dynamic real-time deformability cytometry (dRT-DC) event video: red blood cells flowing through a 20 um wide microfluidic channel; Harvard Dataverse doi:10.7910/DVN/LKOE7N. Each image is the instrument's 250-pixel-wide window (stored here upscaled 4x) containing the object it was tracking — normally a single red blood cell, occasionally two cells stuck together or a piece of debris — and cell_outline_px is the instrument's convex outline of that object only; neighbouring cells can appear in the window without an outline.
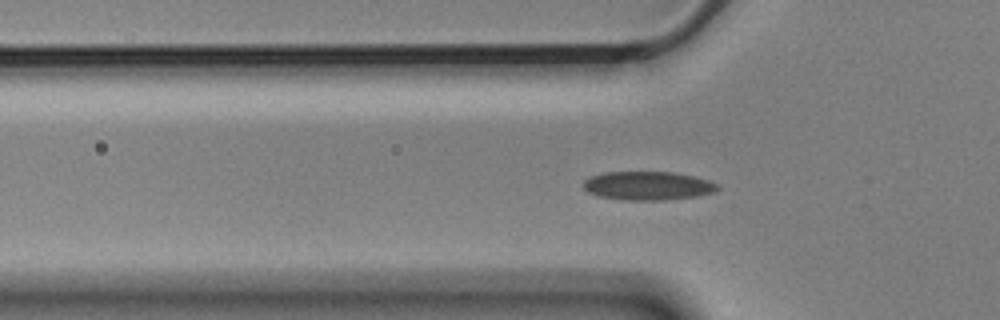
{"species": "Egyptian fruit bat (a non-hibernating species)", "species_latin": "Rousettus aegyptiacus", "temperature_condition": "cold", "stored_images_in_passage": 44, "camera_frame_rate_fps": 3000, "um_per_image_px": 0.085, "animal": {"sex": "male"}, "frame": {"image": 1, "passage_image": 5, "time_ms": 1.333, "image_size_px": [1000, 320], "cell_outline_px": [[720, 188], [716, 192], [696, 196], [664, 200], [624, 200], [600, 196], [588, 192], [584, 188], [584, 180], [588, 176], [604, 172], [676, 172], [708, 180], [720, 184]], "centroid_in_image_um": [55.09, 15.78], "position_along_channel_um": 70.7, "area_um2": 22.54}}
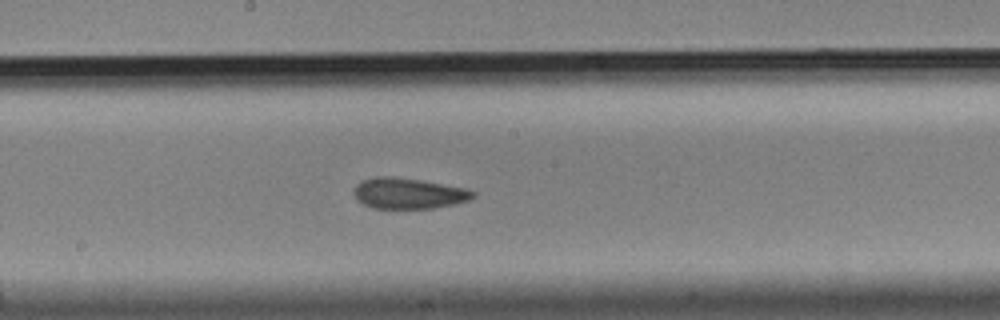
{"frame": {"image": 2, "passage_image": 17, "time_ms": 5.333, "image_size_px": [1000, 320], "cell_outline_px": [[476, 196], [468, 200], [456, 204], [432, 208], [372, 208], [356, 200], [352, 192], [356, 184], [360, 180], [376, 176], [392, 176], [420, 180], [468, 188], [476, 192]], "centroid_in_image_um": [34.7, 16.43], "position_along_channel_um": 213.5, "area_um2": 21.68}}
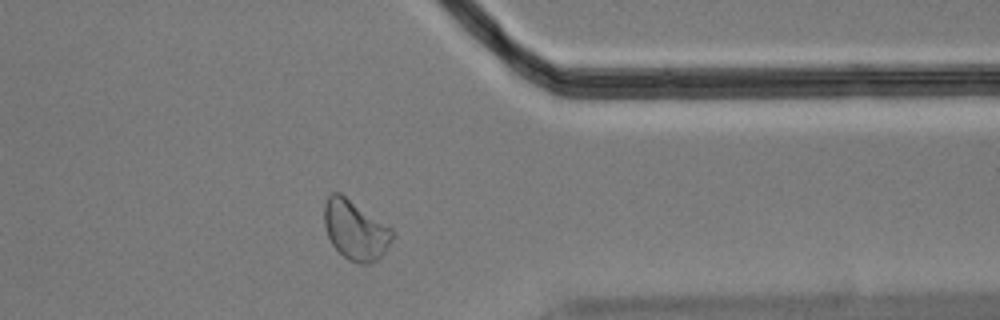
{"frame": {"image": 3, "passage_image": 32, "time_ms": 10.333, "image_size_px": [1000, 320], "cell_outline_px": [[396, 232], [392, 240], [384, 252], [372, 264], [360, 264], [348, 260], [332, 244], [328, 236], [324, 224], [324, 204], [328, 196], [332, 192], [340, 192], [392, 228]], "centroid_in_image_um": [30.21, 19.55], "position_along_channel_um": 381.2, "area_um2": 23.7}, "authors_computed_cell_mechanics": {"area_um2": 21.9351, "velocity_mm_per_s": 3.5436, "shape_relaxation_time_tau1_ms": 5.1203, "shape_relaxation_time_tau2_ms": 2.5332, "deformation_change_tau1": 0.1081, "deformation_change_tau2": 0.0519}}